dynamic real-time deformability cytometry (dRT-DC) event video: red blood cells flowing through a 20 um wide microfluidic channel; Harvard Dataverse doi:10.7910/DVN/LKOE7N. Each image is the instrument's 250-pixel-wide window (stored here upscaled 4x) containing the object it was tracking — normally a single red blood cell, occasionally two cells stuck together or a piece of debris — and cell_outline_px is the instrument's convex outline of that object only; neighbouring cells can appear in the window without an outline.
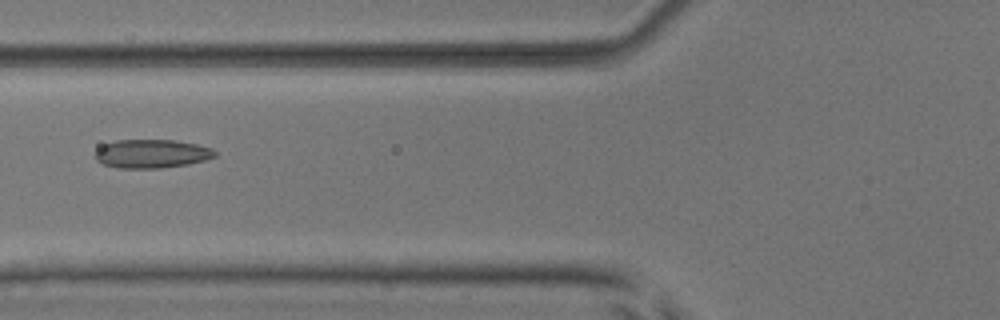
{"species": "common noctule bat (a hibernating species)", "species_latin": "Nyctalus noctula", "temperature_condition": "room temperature", "stored_images_in_passage": 6, "camera_frame_rate_fps": 3000, "um_per_image_px": 0.085, "animal": {"sex": "male", "body_mass_g": 17.9, "forearm_length_mm": 54.2}, "frame": {"image": 1, "passage_image": 6, "time_ms": 5.667, "image_size_px": [1000, 320], "cell_outline_px": [[216, 156], [204, 160], [188, 164], [160, 168], [116, 168], [104, 164], [96, 160], [96, 152], [104, 144], [116, 140], [176, 140], [196, 144], [212, 148], [216, 152]], "centroid_in_image_um": [12.91, 13.06], "position_along_channel_um": 112.9, "area_um2": 19.88}}